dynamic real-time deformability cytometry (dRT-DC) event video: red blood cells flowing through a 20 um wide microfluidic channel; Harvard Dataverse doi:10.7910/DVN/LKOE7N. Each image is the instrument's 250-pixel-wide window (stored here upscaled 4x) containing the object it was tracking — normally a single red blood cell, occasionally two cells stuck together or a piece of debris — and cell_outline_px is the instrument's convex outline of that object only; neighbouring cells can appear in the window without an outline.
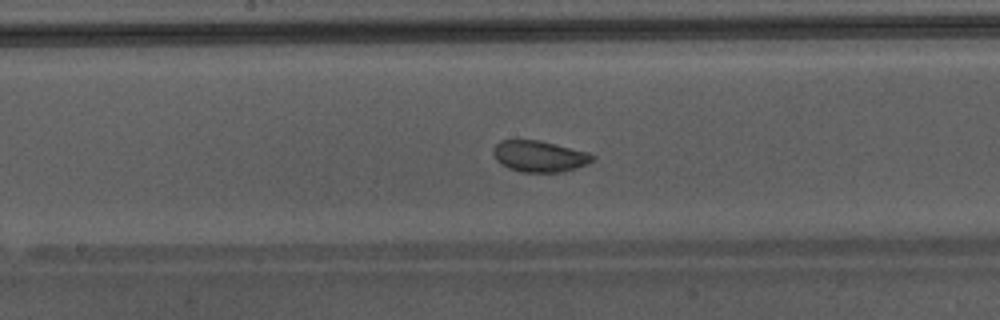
{"species": "Egyptian fruit bat (a non-hibernating species)", "species_latin": "Rousettus aegyptiacus", "temperature_condition": "warm", "stored_images_in_passage": 32, "camera_frame_rate_fps": 3000, "um_per_image_px": 0.085, "animal": {"sex": "male"}, "frame": {"image": 1, "passage_image": 10, "time_ms": 3.0, "image_size_px": [1000, 320], "cell_outline_px": [[596, 156], [588, 164], [576, 168], [560, 172], [524, 172], [508, 168], [500, 164], [496, 160], [492, 152], [492, 148], [500, 140], [540, 140], [588, 152]], "centroid_in_image_um": [45.83, 13.28], "position_along_channel_um": 202.4, "area_um2": 18.15}, "authors_computed_cell_mechanics": {"area_um2": 19.1029, "velocity_mm_per_s": 4.3492, "shape_relaxation_time_tau1_ms": 4.19, "shape_relaxation_time_tau2_ms": 1.0148, "deformation_change_tau1": 0.0858, "deformation_change_tau2": 0.0568}}